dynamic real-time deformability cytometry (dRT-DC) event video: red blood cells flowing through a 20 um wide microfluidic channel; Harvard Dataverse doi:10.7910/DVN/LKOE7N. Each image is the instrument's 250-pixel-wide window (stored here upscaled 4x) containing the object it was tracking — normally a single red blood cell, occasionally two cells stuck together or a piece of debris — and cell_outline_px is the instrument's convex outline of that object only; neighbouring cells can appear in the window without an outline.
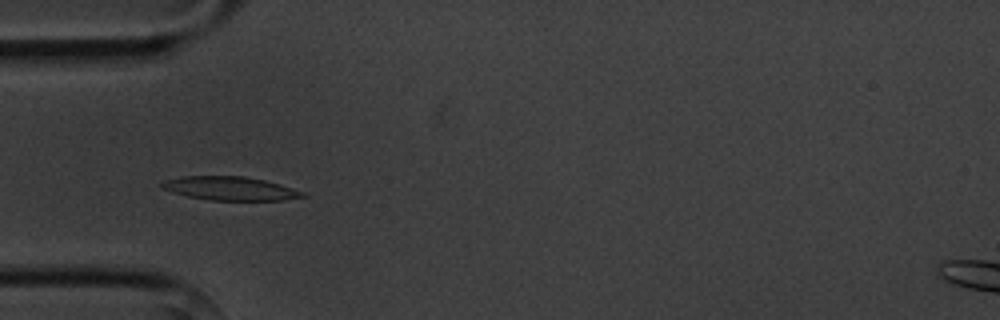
{"species": "common noctule bat (a hibernating species)", "species_latin": "Nyctalus noctula", "temperature_condition": "cold", "stored_images_in_passage": 10, "camera_frame_rate_fps": 3000, "um_per_image_px": 0.085, "animal": {"sex": "male", "body_mass_g": 20.1, "forearm_length_mm": 53.5}, "frame": {"image": 1, "passage_image": 5, "time_ms": 4.667, "image_size_px": [1000, 320], "cell_outline_px": [[308, 196], [280, 200], [212, 200], [188, 196], [172, 192], [160, 188], [160, 184], [164, 180], [180, 176], [244, 176], [264, 180], [280, 184], [304, 192]], "centroid_in_image_um": [19.53, 16.01], "position_along_channel_um": 65.5, "area_um2": 19.36}}
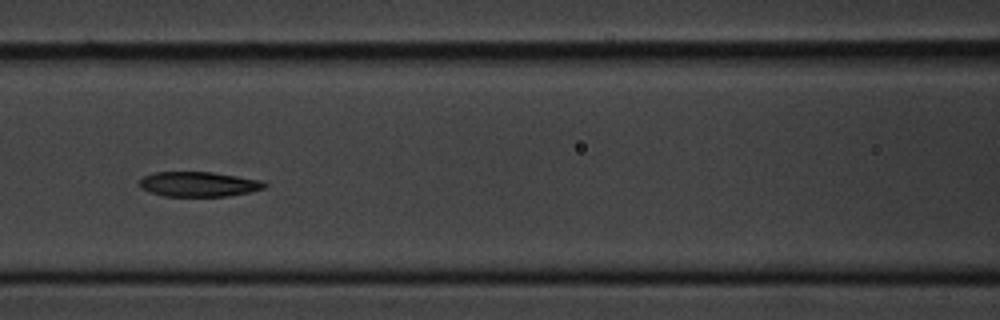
{"frame": {"image": 2, "passage_image": 7, "time_ms": 7.0, "image_size_px": [1000, 320], "cell_outline_px": [[268, 184], [264, 188], [248, 192], [228, 196], [164, 196], [140, 188], [140, 180], [144, 176], [152, 172], [212, 172], [260, 180]], "centroid_in_image_um": [16.87, 15.65], "position_along_channel_um": 149.7, "area_um2": 17.98}}
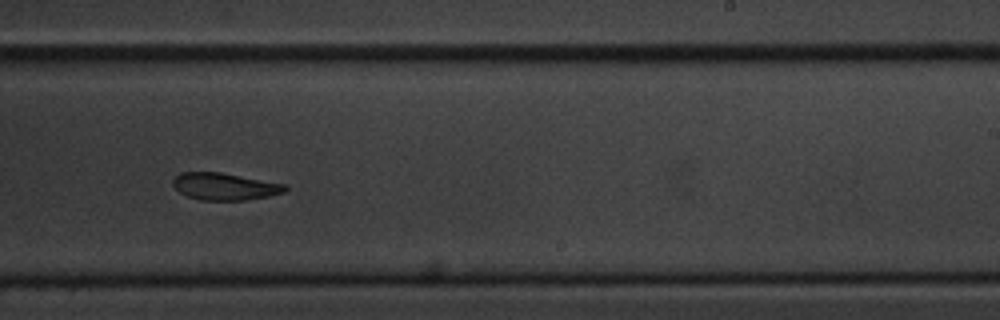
{"frame": {"image": 3, "passage_image": 10, "time_ms": 10.333, "image_size_px": [1000, 320], "cell_outline_px": [[288, 188], [284, 192], [268, 196], [244, 200], [200, 200], [188, 196], [180, 192], [172, 184], [172, 180], [180, 172], [220, 172], [288, 184]], "centroid_in_image_um": [19.12, 15.84], "position_along_channel_um": 269.9, "area_um2": 17.74}}